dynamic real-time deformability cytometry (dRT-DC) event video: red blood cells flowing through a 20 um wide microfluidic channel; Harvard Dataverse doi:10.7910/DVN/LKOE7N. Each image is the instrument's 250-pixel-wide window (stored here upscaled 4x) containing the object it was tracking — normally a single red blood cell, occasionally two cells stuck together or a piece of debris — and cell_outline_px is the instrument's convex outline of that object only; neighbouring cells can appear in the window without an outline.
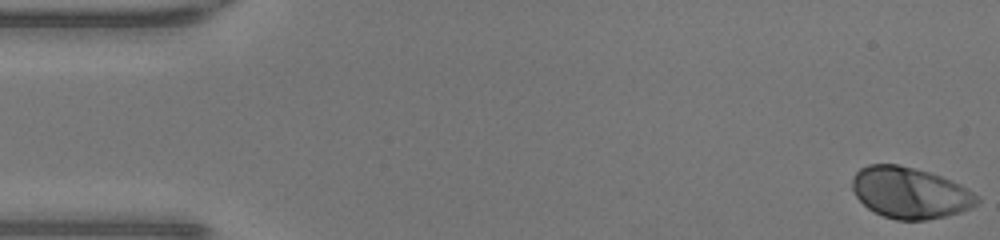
{"species": "human", "species_latin": "Homo sapiens", "temperature_condition": "warm", "stored_images_in_passage": 48, "camera_frame_rate_fps": 3000, "um_per_image_px": 0.085, "donor": {"sex": "male"}, "frame": {"image": 1, "passage_image": 1, "time_ms": 0.0, "image_size_px": [1000, 240], "cell_outline_px": [[980, 200], [972, 208], [960, 212], [944, 216], [924, 220], [896, 220], [884, 216], [868, 208], [856, 196], [852, 188], [852, 176], [860, 168], [868, 164], [896, 164], [928, 172], [940, 176], [960, 184], [968, 188]], "centroid_in_image_um": [77.33, 16.38], "position_along_channel_um": 7.7, "area_um2": 36.99}}
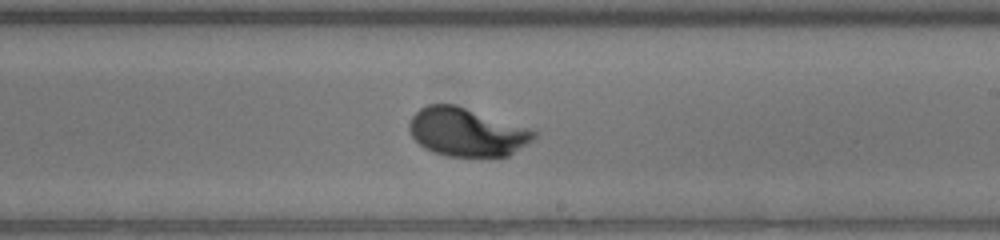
{"frame": {"image": 2, "passage_image": 28, "time_ms": 9.0, "image_size_px": [1000, 240], "cell_outline_px": [[536, 136], [532, 140], [508, 156], [448, 156], [432, 152], [424, 148], [412, 136], [408, 128], [408, 124], [412, 116], [420, 108], [428, 104], [456, 104], [536, 128]], "centroid_in_image_um": [39.72, 11.2], "position_along_channel_um": 249.3, "area_um2": 35.72}}
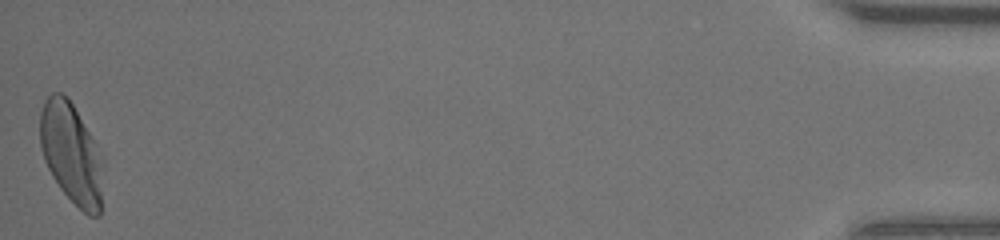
{"frame": {"image": 3, "passage_image": 48, "time_ms": 15.667, "image_size_px": [1000, 240], "cell_outline_px": [[104, 168], [100, 216], [88, 216], [60, 188], [52, 176], [44, 160], [40, 148], [40, 112], [44, 100], [52, 92], [60, 92], [68, 96], [104, 160]], "centroid_in_image_um": [6.07, 13.05], "position_along_channel_um": 429.1, "area_um2": 37.17}, "authors_computed_cell_mechanics": {"area_um2": 35.7204, "velocity_mm_per_s": 4.2923, "shape_relaxation_time_tau1_ms": 2.1821, "shape_relaxation_time_tau2_ms": null, "deformation_change_tau1": 0.1712, "deformation_change_tau2": null}}